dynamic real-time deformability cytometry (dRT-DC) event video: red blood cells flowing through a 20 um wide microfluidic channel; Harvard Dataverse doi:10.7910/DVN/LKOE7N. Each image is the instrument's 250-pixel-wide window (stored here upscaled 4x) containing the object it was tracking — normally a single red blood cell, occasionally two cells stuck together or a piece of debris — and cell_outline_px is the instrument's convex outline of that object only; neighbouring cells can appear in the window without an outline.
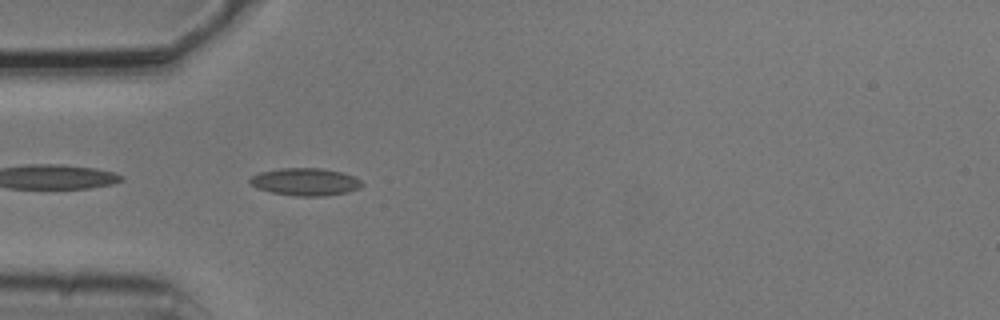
{"species": "common noctule bat (a hibernating species)", "species_latin": "Nyctalus noctula", "temperature_condition": "cold", "stored_images_in_passage": 5, "camera_frame_rate_fps": 3000, "um_per_image_px": 0.085, "animal": {"sex": "male", "body_mass_g": 20.5, "forearm_length_mm": 52.5}, "frame": {"image": 1, "passage_image": 5, "time_ms": 1.333, "image_size_px": [1000, 320], "cell_outline_px": [[364, 184], [360, 188], [348, 192], [324, 196], [296, 196], [272, 192], [256, 188], [248, 180], [252, 176], [260, 172], [280, 168], [320, 168], [340, 172], [352, 176], [360, 180]], "centroid_in_image_um": [25.95, 15.46], "position_along_channel_um": 59.0, "area_um2": 17.86}}